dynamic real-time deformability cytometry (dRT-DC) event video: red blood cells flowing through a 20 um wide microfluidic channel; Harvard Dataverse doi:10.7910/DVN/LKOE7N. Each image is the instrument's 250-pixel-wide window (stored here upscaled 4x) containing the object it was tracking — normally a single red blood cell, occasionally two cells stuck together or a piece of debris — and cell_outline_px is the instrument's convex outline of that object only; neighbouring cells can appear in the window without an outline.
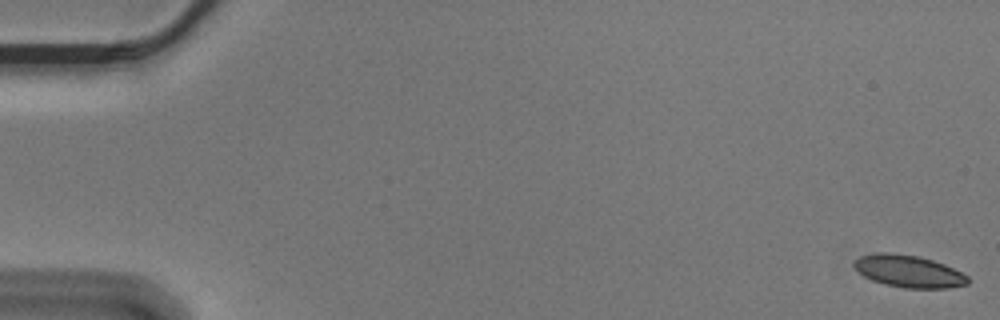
{"species": "Egyptian fruit bat (a non-hibernating species)", "species_latin": "Rousettus aegyptiacus", "temperature_condition": "cold", "stored_images_in_passage": 43, "camera_frame_rate_fps": 3000, "um_per_image_px": 0.085, "animal": {"sex": "male"}, "frame": {"image": 1, "passage_image": 1, "time_ms": 0.0, "image_size_px": [1000, 320], "cell_outline_px": [[968, 284], [948, 288], [904, 288], [884, 284], [872, 280], [864, 276], [852, 268], [852, 260], [860, 256], [876, 252], [892, 252], [920, 256], [944, 264], [968, 276]], "centroid_in_image_um": [77.16, 23.04], "position_along_channel_um": 7.8, "area_um2": 21.62}}
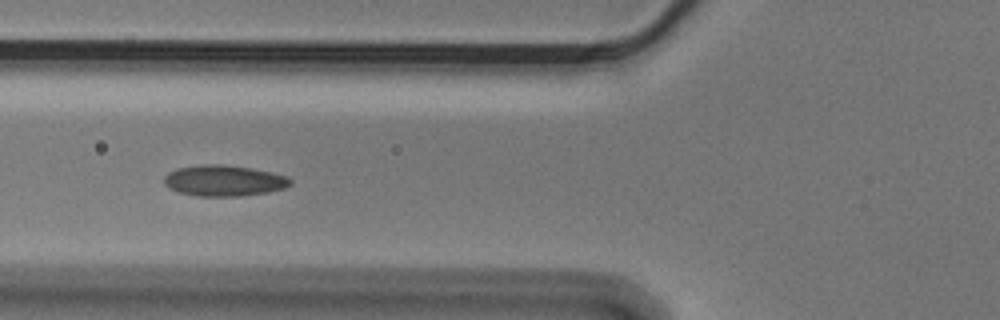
{"frame": {"image": 2, "passage_image": 22, "time_ms": 7.0, "image_size_px": [1000, 320], "cell_outline_px": [[292, 184], [284, 188], [268, 192], [240, 196], [196, 196], [180, 192], [168, 188], [164, 184], [164, 176], [168, 172], [176, 168], [200, 164], [224, 164], [252, 168], [288, 176], [292, 180]], "centroid_in_image_um": [19.02, 15.34], "position_along_channel_um": 106.8, "area_um2": 23.0}}
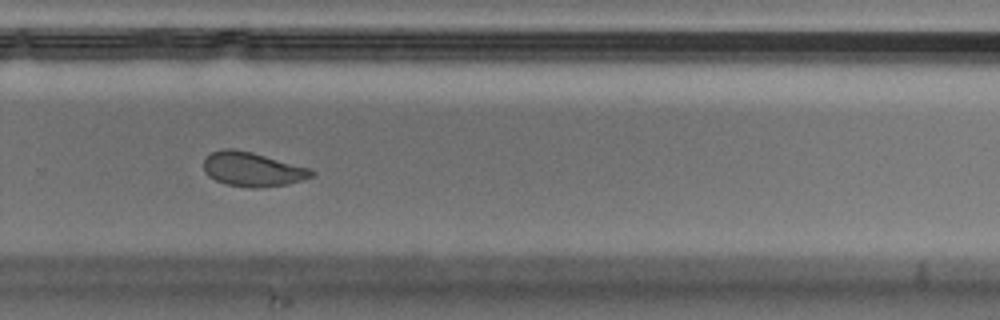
{"frame": {"image": 3, "passage_image": 39, "time_ms": 12.667, "image_size_px": [1000, 320], "cell_outline_px": [[316, 172], [312, 176], [288, 184], [256, 188], [248, 188], [224, 184], [208, 176], [204, 172], [204, 160], [212, 152], [224, 148], [232, 148], [252, 152], [312, 168]], "centroid_in_image_um": [21.47, 14.39], "position_along_channel_um": 308.3, "area_um2": 21.68}}